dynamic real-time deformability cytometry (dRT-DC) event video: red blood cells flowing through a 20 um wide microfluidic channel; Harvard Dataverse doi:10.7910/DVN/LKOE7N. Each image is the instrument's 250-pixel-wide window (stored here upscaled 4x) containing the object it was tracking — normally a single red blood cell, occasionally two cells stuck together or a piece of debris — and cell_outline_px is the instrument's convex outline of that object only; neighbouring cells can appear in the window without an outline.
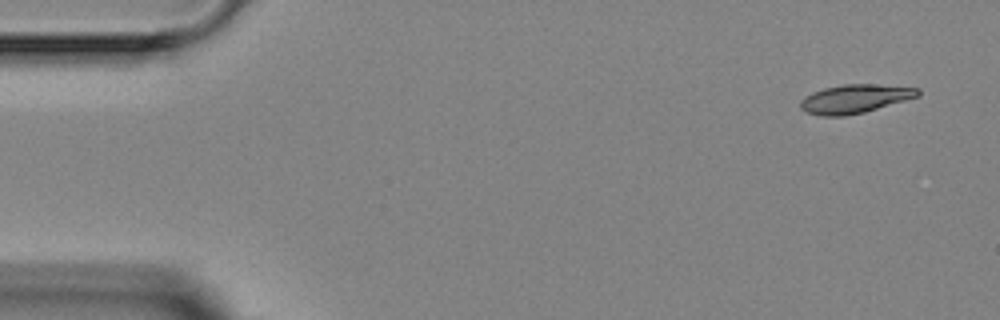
{"species": "Egyptian fruit bat (a non-hibernating species)", "species_latin": "Rousettus aegyptiacus", "temperature_condition": "room temperature", "stored_images_in_passage": 4, "camera_frame_rate_fps": 3000, "um_per_image_px": 0.085, "animal": {"sex": "female"}, "frame": {"image": 1, "passage_image": 1, "time_ms": 0.0, "image_size_px": [1000, 320], "cell_outline_px": [[920, 96], [864, 112], [844, 116], [820, 116], [808, 112], [800, 108], [800, 100], [804, 96], [812, 92], [824, 88], [844, 84], [876, 84], [920, 88]], "centroid_in_image_um": [72.66, 8.39], "position_along_channel_um": 12.3, "area_um2": 19.65}}
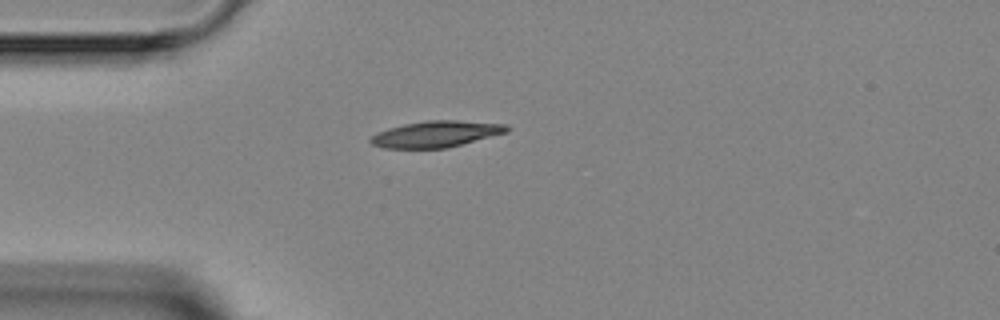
{"frame": {"image": 2, "passage_image": 4, "time_ms": 3.333, "image_size_px": [1000, 320], "cell_outline_px": [[508, 132], [448, 148], [384, 148], [372, 144], [368, 140], [376, 132], [388, 128], [404, 124], [424, 120], [456, 120], [508, 124]], "centroid_in_image_um": [37.06, 11.39], "position_along_channel_um": 47.9, "area_um2": 20.98}}